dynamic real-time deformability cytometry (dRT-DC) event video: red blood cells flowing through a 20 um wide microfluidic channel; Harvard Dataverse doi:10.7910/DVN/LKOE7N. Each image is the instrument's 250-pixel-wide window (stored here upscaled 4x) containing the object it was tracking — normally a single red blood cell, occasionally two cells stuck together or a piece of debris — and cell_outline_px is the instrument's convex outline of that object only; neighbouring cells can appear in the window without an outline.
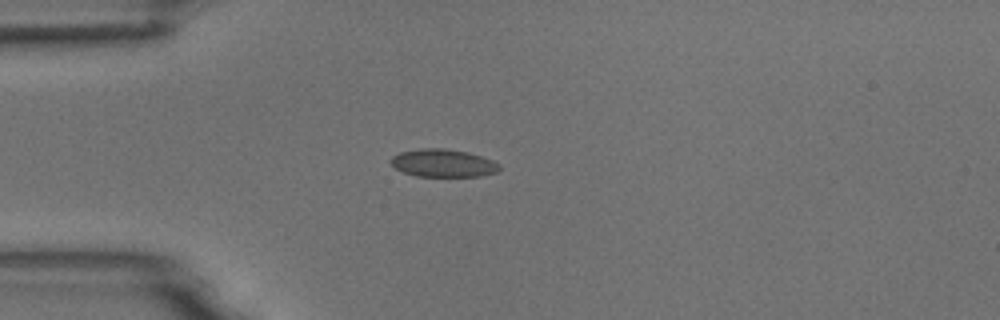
{"species": "common noctule bat (a hibernating species)", "species_latin": "Nyctalus noctula", "temperature_condition": "room temperature", "stored_images_in_passage": 9, "camera_frame_rate_fps": 3000, "um_per_image_px": 0.085, "animal": {"sex": "male", "body_mass_g": 18.8}, "frame": {"image": 1, "passage_image": 4, "time_ms": 1.0, "image_size_px": [1000, 320], "cell_outline_px": [[500, 168], [496, 172], [480, 176], [416, 176], [404, 172], [396, 168], [392, 164], [392, 156], [400, 152], [420, 148], [444, 148], [468, 152], [492, 160], [500, 164]], "centroid_in_image_um": [37.68, 13.86], "position_along_channel_um": 47.3, "area_um2": 17.46}}
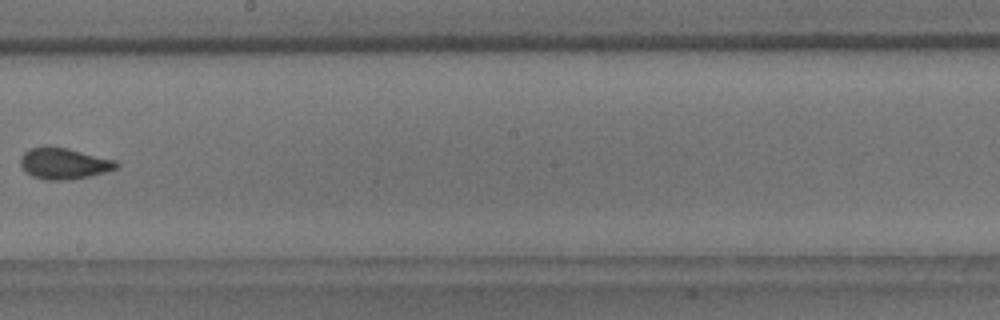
{"frame": {"image": 2, "passage_image": 9, "time_ms": 2.667, "image_size_px": [1000, 320], "cell_outline_px": [[120, 164], [116, 168], [104, 172], [88, 176], [68, 180], [48, 180], [32, 176], [20, 164], [20, 156], [28, 148], [48, 144], [68, 148], [116, 160]], "centroid_in_image_um": [5.4, 13.86], "position_along_channel_um": 242.8, "area_um2": 17.63}}